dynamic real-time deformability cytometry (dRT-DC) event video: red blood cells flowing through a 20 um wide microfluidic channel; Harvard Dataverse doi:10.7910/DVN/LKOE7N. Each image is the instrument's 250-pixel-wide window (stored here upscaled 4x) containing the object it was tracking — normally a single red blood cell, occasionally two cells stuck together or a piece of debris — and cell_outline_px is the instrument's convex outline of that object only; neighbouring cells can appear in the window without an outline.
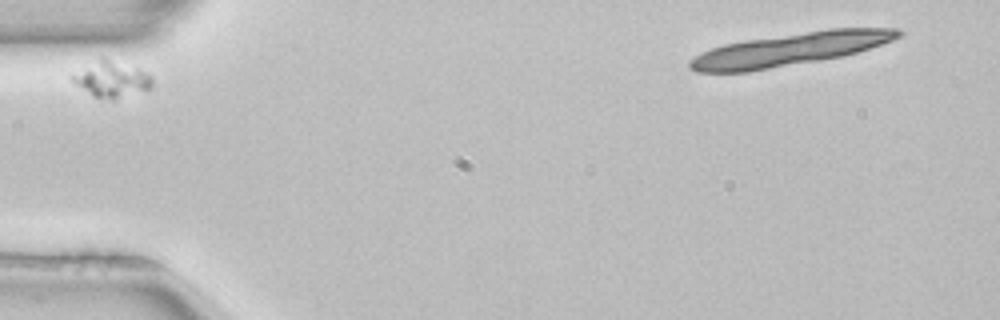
{"species": "common noctule bat (a hibernating species)", "species_latin": "Nyctalus noctula", "temperature_condition": "room temperature", "stored_images_in_passage": 3, "camera_frame_rate_fps": 3000, "um_per_image_px": 0.085, "animal": {"sex": "female", "body_mass_g": 22.7, "forearm_length_mm": 54.2}, "frame": {"image": 1, "passage_image": 1, "time_ms": 0.0, "image_size_px": [1000, 320], "cell_outline_px": [[152, 88], [116, 100], [112, 100], [92, 96], [76, 84], [68, 76], [100, 56], [148, 72], [152, 76]], "centroid_in_image_um": [9.47, 6.74], "position_along_channel_um": 75.5, "area_um2": 16.94}}
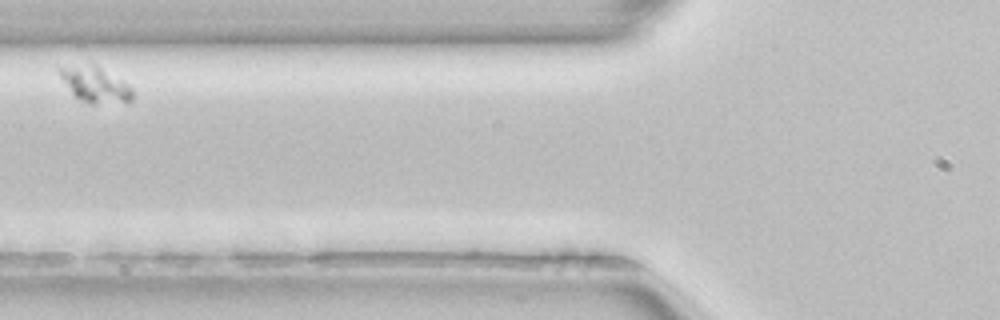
{"frame": {"image": 2, "passage_image": 2, "time_ms": 0.333, "image_size_px": [1000, 320], "cell_outline_px": [[132, 100], [92, 104], [80, 100], [72, 92], [60, 76], [56, 68], [92, 64], [96, 64], [128, 84], [132, 88]], "centroid_in_image_um": [8.08, 7.17], "position_along_channel_um": 117.7, "area_um2": 14.62}}